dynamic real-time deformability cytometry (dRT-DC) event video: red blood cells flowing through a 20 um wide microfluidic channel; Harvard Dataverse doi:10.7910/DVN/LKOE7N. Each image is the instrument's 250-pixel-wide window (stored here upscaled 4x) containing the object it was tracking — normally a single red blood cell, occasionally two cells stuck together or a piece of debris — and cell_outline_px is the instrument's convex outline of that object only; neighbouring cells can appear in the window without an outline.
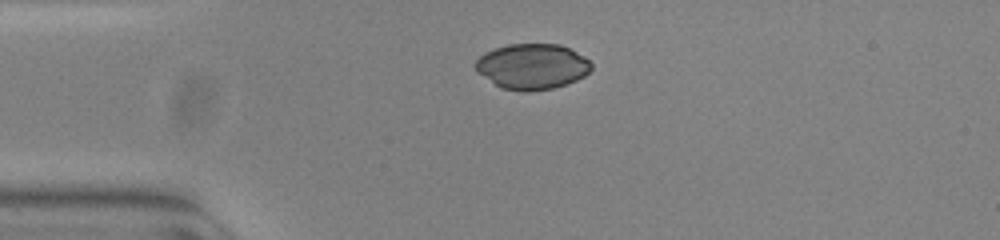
{"species": "common noctule bat (a hibernating species)", "species_latin": "Nyctalus noctula", "temperature_condition": "warm", "stored_images_in_passage": 41, "camera_frame_rate_fps": 3000, "um_per_image_px": 0.085, "animal": {"sex": "female", "body_mass_g": 23.0, "forearm_length_mm": 53.4}, "frame": {"image": 1, "passage_image": 1, "time_ms": 0.0, "image_size_px": [1000, 240], "cell_outline_px": [[592, 68], [584, 76], [576, 80], [552, 88], [528, 92], [524, 92], [504, 88], [496, 84], [476, 72], [472, 64], [484, 52], [508, 44], [560, 44], [584, 56], [592, 64]], "centroid_in_image_um": [45.21, 5.64], "position_along_channel_um": 39.8, "area_um2": 30.69}}
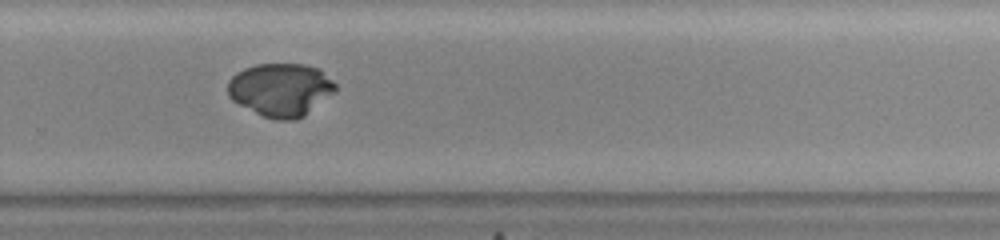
{"frame": {"image": 2, "passage_image": 24, "time_ms": 7.667, "image_size_px": [1000, 240], "cell_outline_px": [[336, 88], [332, 92], [304, 116], [296, 120], [276, 120], [264, 116], [232, 100], [228, 96], [228, 80], [236, 72], [244, 68], [256, 64], [304, 64], [320, 68], [336, 84]], "centroid_in_image_um": [23.83, 7.6], "position_along_channel_um": 306.0, "area_um2": 33.06}}
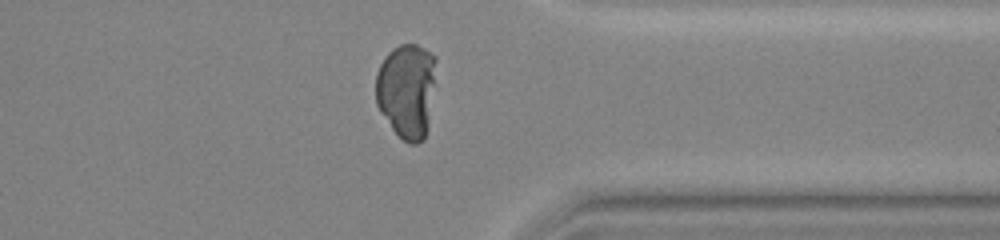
{"frame": {"image": 3, "passage_image": 30, "time_ms": 9.667, "image_size_px": [1000, 240], "cell_outline_px": [[436, 60], [424, 140], [416, 144], [408, 144], [392, 128], [380, 112], [376, 104], [376, 72], [380, 64], [388, 52], [392, 48], [400, 44], [416, 44], [424, 48], [436, 56]], "centroid_in_image_um": [34.52, 7.65], "position_along_channel_um": 376.9, "area_um2": 32.77}}